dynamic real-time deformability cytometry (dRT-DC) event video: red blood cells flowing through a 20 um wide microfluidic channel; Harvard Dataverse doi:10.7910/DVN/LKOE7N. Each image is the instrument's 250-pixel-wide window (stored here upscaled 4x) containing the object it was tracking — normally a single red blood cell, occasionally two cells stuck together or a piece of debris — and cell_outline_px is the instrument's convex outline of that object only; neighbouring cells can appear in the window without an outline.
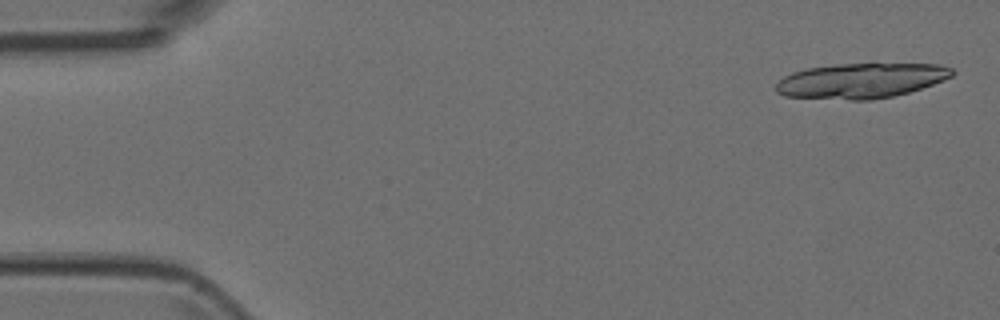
{"species": "Egyptian fruit bat (a non-hibernating species)", "species_latin": "Rousettus aegyptiacus", "temperature_condition": "room temperature", "stored_images_in_passage": 5, "camera_frame_rate_fps": 3000, "um_per_image_px": 0.085, "animal": {"sex": "female"}, "frame": {"image": 1, "passage_image": 1, "time_ms": 0.0, "image_size_px": [1000, 320], "cell_outline_px": [[956, 72], [952, 76], [944, 80], [908, 92], [892, 96], [872, 100], [852, 100], [784, 96], [776, 92], [776, 84], [784, 76], [792, 72], [808, 68], [836, 64], [940, 64], [952, 68]], "centroid_in_image_um": [73.19, 6.85], "position_along_channel_um": 11.8, "area_um2": 35.89}}
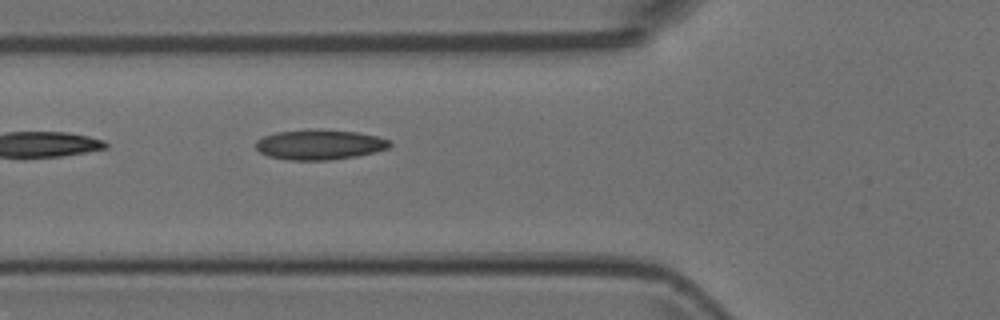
{"frame": {"image": 2, "passage_image": 5, "time_ms": 1.333, "image_size_px": [1000, 320], "cell_outline_px": [[392, 144], [388, 148], [356, 156], [328, 160], [288, 160], [268, 156], [260, 152], [256, 148], [256, 140], [264, 136], [276, 132], [308, 128], [316, 128], [356, 132], [376, 136], [392, 140]], "centroid_in_image_um": [27.14, 12.27], "position_along_channel_um": 98.7, "area_um2": 23.7}}